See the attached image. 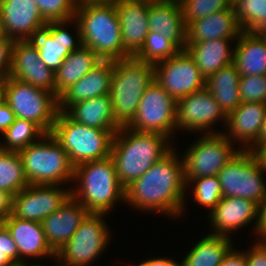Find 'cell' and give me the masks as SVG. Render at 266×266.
I'll use <instances>...</instances> for the list:
<instances>
[{"mask_svg": "<svg viewBox=\"0 0 266 266\" xmlns=\"http://www.w3.org/2000/svg\"><path fill=\"white\" fill-rule=\"evenodd\" d=\"M173 149L125 188V202L135 208L171 217L183 213L186 182L184 162Z\"/></svg>", "mask_w": 266, "mask_h": 266, "instance_id": "cell-1", "label": "cell"}, {"mask_svg": "<svg viewBox=\"0 0 266 266\" xmlns=\"http://www.w3.org/2000/svg\"><path fill=\"white\" fill-rule=\"evenodd\" d=\"M169 139L159 133L136 132L126 126L116 132L110 156L124 188L172 150Z\"/></svg>", "mask_w": 266, "mask_h": 266, "instance_id": "cell-2", "label": "cell"}, {"mask_svg": "<svg viewBox=\"0 0 266 266\" xmlns=\"http://www.w3.org/2000/svg\"><path fill=\"white\" fill-rule=\"evenodd\" d=\"M71 197L80 202L90 213H109L118 200L125 202V188L117 177L111 156L74 167ZM79 183V184H78Z\"/></svg>", "mask_w": 266, "mask_h": 266, "instance_id": "cell-3", "label": "cell"}, {"mask_svg": "<svg viewBox=\"0 0 266 266\" xmlns=\"http://www.w3.org/2000/svg\"><path fill=\"white\" fill-rule=\"evenodd\" d=\"M75 19L80 26L83 46L91 48L102 60L116 61L130 57L123 49L114 2L76 8Z\"/></svg>", "mask_w": 266, "mask_h": 266, "instance_id": "cell-4", "label": "cell"}, {"mask_svg": "<svg viewBox=\"0 0 266 266\" xmlns=\"http://www.w3.org/2000/svg\"><path fill=\"white\" fill-rule=\"evenodd\" d=\"M155 80V66L128 57L114 61L110 97L114 118L121 126H127L135 117L146 88Z\"/></svg>", "mask_w": 266, "mask_h": 266, "instance_id": "cell-5", "label": "cell"}, {"mask_svg": "<svg viewBox=\"0 0 266 266\" xmlns=\"http://www.w3.org/2000/svg\"><path fill=\"white\" fill-rule=\"evenodd\" d=\"M19 154L28 184L63 185L66 181L73 182L74 166L67 152L50 133L20 150Z\"/></svg>", "mask_w": 266, "mask_h": 266, "instance_id": "cell-6", "label": "cell"}, {"mask_svg": "<svg viewBox=\"0 0 266 266\" xmlns=\"http://www.w3.org/2000/svg\"><path fill=\"white\" fill-rule=\"evenodd\" d=\"M67 152L74 167L110 156L114 134L73 121L58 111L50 133Z\"/></svg>", "mask_w": 266, "mask_h": 266, "instance_id": "cell-7", "label": "cell"}, {"mask_svg": "<svg viewBox=\"0 0 266 266\" xmlns=\"http://www.w3.org/2000/svg\"><path fill=\"white\" fill-rule=\"evenodd\" d=\"M4 100L15 118L30 120L45 133H51L58 113V98L51 92L8 77Z\"/></svg>", "mask_w": 266, "mask_h": 266, "instance_id": "cell-8", "label": "cell"}, {"mask_svg": "<svg viewBox=\"0 0 266 266\" xmlns=\"http://www.w3.org/2000/svg\"><path fill=\"white\" fill-rule=\"evenodd\" d=\"M254 154L241 149L217 174L223 197L245 198L258 205L266 197V184Z\"/></svg>", "mask_w": 266, "mask_h": 266, "instance_id": "cell-9", "label": "cell"}, {"mask_svg": "<svg viewBox=\"0 0 266 266\" xmlns=\"http://www.w3.org/2000/svg\"><path fill=\"white\" fill-rule=\"evenodd\" d=\"M202 137L193 142L185 152L184 178H198L214 176L227 165L241 148L234 149V145L224 134L203 133Z\"/></svg>", "mask_w": 266, "mask_h": 266, "instance_id": "cell-10", "label": "cell"}, {"mask_svg": "<svg viewBox=\"0 0 266 266\" xmlns=\"http://www.w3.org/2000/svg\"><path fill=\"white\" fill-rule=\"evenodd\" d=\"M136 132L173 136L176 129V100L155 80L146 88L133 120L126 126Z\"/></svg>", "mask_w": 266, "mask_h": 266, "instance_id": "cell-11", "label": "cell"}, {"mask_svg": "<svg viewBox=\"0 0 266 266\" xmlns=\"http://www.w3.org/2000/svg\"><path fill=\"white\" fill-rule=\"evenodd\" d=\"M105 213H89L59 251L56 257L73 266H88L106 248L109 230L103 221Z\"/></svg>", "mask_w": 266, "mask_h": 266, "instance_id": "cell-12", "label": "cell"}, {"mask_svg": "<svg viewBox=\"0 0 266 266\" xmlns=\"http://www.w3.org/2000/svg\"><path fill=\"white\" fill-rule=\"evenodd\" d=\"M72 21H74V24L76 23L77 41L64 28L67 23L69 24L70 22L71 24ZM25 41L39 51L40 59L53 72L57 71L63 60L71 52L83 45L80 26L75 18L73 20L48 22L37 28Z\"/></svg>", "mask_w": 266, "mask_h": 266, "instance_id": "cell-13", "label": "cell"}, {"mask_svg": "<svg viewBox=\"0 0 266 266\" xmlns=\"http://www.w3.org/2000/svg\"><path fill=\"white\" fill-rule=\"evenodd\" d=\"M154 66L155 81L175 100L205 88V78L186 49Z\"/></svg>", "mask_w": 266, "mask_h": 266, "instance_id": "cell-14", "label": "cell"}, {"mask_svg": "<svg viewBox=\"0 0 266 266\" xmlns=\"http://www.w3.org/2000/svg\"><path fill=\"white\" fill-rule=\"evenodd\" d=\"M226 119L227 115L206 87L176 100V128L178 129L181 127L191 132L207 129L208 134H219V131L212 132L209 129H212L211 126L219 120H223L225 125Z\"/></svg>", "mask_w": 266, "mask_h": 266, "instance_id": "cell-15", "label": "cell"}, {"mask_svg": "<svg viewBox=\"0 0 266 266\" xmlns=\"http://www.w3.org/2000/svg\"><path fill=\"white\" fill-rule=\"evenodd\" d=\"M71 196L59 185L29 184L13 196L12 214L20 219L42 222Z\"/></svg>", "mask_w": 266, "mask_h": 266, "instance_id": "cell-16", "label": "cell"}, {"mask_svg": "<svg viewBox=\"0 0 266 266\" xmlns=\"http://www.w3.org/2000/svg\"><path fill=\"white\" fill-rule=\"evenodd\" d=\"M9 77L45 89L55 95V72L40 59L39 51L25 40L14 41Z\"/></svg>", "mask_w": 266, "mask_h": 266, "instance_id": "cell-17", "label": "cell"}, {"mask_svg": "<svg viewBox=\"0 0 266 266\" xmlns=\"http://www.w3.org/2000/svg\"><path fill=\"white\" fill-rule=\"evenodd\" d=\"M151 0H115L124 51L134 57L143 47L148 28Z\"/></svg>", "mask_w": 266, "mask_h": 266, "instance_id": "cell-18", "label": "cell"}, {"mask_svg": "<svg viewBox=\"0 0 266 266\" xmlns=\"http://www.w3.org/2000/svg\"><path fill=\"white\" fill-rule=\"evenodd\" d=\"M209 219L214 230L212 235L227 236L242 226L256 220L254 230L259 222V205L252 200L235 197H222L210 212Z\"/></svg>", "mask_w": 266, "mask_h": 266, "instance_id": "cell-19", "label": "cell"}, {"mask_svg": "<svg viewBox=\"0 0 266 266\" xmlns=\"http://www.w3.org/2000/svg\"><path fill=\"white\" fill-rule=\"evenodd\" d=\"M0 16L5 36L24 41L46 24L34 0H0Z\"/></svg>", "mask_w": 266, "mask_h": 266, "instance_id": "cell-20", "label": "cell"}, {"mask_svg": "<svg viewBox=\"0 0 266 266\" xmlns=\"http://www.w3.org/2000/svg\"><path fill=\"white\" fill-rule=\"evenodd\" d=\"M89 213L80 202L70 196L61 207L41 222L46 240L55 253L70 240Z\"/></svg>", "mask_w": 266, "mask_h": 266, "instance_id": "cell-21", "label": "cell"}, {"mask_svg": "<svg viewBox=\"0 0 266 266\" xmlns=\"http://www.w3.org/2000/svg\"><path fill=\"white\" fill-rule=\"evenodd\" d=\"M149 31L163 34L180 50L187 45V26L179 0H151L148 14Z\"/></svg>", "mask_w": 266, "mask_h": 266, "instance_id": "cell-22", "label": "cell"}, {"mask_svg": "<svg viewBox=\"0 0 266 266\" xmlns=\"http://www.w3.org/2000/svg\"><path fill=\"white\" fill-rule=\"evenodd\" d=\"M113 71L114 61L102 60L58 98V110L64 112L74 103L109 95Z\"/></svg>", "mask_w": 266, "mask_h": 266, "instance_id": "cell-23", "label": "cell"}, {"mask_svg": "<svg viewBox=\"0 0 266 266\" xmlns=\"http://www.w3.org/2000/svg\"><path fill=\"white\" fill-rule=\"evenodd\" d=\"M11 233L19 252V263L25 257H51L56 253L49 246L42 224L36 221L20 219L11 214L1 221Z\"/></svg>", "mask_w": 266, "mask_h": 266, "instance_id": "cell-24", "label": "cell"}, {"mask_svg": "<svg viewBox=\"0 0 266 266\" xmlns=\"http://www.w3.org/2000/svg\"><path fill=\"white\" fill-rule=\"evenodd\" d=\"M266 118V103L241 102L227 115L226 125L229 133H223L231 142L246 144L250 148L258 139L262 124ZM233 137V139H232ZM251 143V144H250Z\"/></svg>", "mask_w": 266, "mask_h": 266, "instance_id": "cell-25", "label": "cell"}, {"mask_svg": "<svg viewBox=\"0 0 266 266\" xmlns=\"http://www.w3.org/2000/svg\"><path fill=\"white\" fill-rule=\"evenodd\" d=\"M242 32L232 5L228 9L192 21L187 26V43L218 38L238 39Z\"/></svg>", "mask_w": 266, "mask_h": 266, "instance_id": "cell-26", "label": "cell"}, {"mask_svg": "<svg viewBox=\"0 0 266 266\" xmlns=\"http://www.w3.org/2000/svg\"><path fill=\"white\" fill-rule=\"evenodd\" d=\"M64 112L73 121L92 128L110 130L114 135L121 128L114 118L110 95L98 96L74 103Z\"/></svg>", "mask_w": 266, "mask_h": 266, "instance_id": "cell-27", "label": "cell"}, {"mask_svg": "<svg viewBox=\"0 0 266 266\" xmlns=\"http://www.w3.org/2000/svg\"><path fill=\"white\" fill-rule=\"evenodd\" d=\"M235 44L233 63L240 76L266 75V39L243 31Z\"/></svg>", "mask_w": 266, "mask_h": 266, "instance_id": "cell-28", "label": "cell"}, {"mask_svg": "<svg viewBox=\"0 0 266 266\" xmlns=\"http://www.w3.org/2000/svg\"><path fill=\"white\" fill-rule=\"evenodd\" d=\"M236 39L218 38L197 43H187L186 50L194 59L205 80L216 71L233 62L234 51L229 42Z\"/></svg>", "mask_w": 266, "mask_h": 266, "instance_id": "cell-29", "label": "cell"}, {"mask_svg": "<svg viewBox=\"0 0 266 266\" xmlns=\"http://www.w3.org/2000/svg\"><path fill=\"white\" fill-rule=\"evenodd\" d=\"M101 61L102 59L87 46L82 45L71 52L55 72V96L59 98Z\"/></svg>", "mask_w": 266, "mask_h": 266, "instance_id": "cell-30", "label": "cell"}, {"mask_svg": "<svg viewBox=\"0 0 266 266\" xmlns=\"http://www.w3.org/2000/svg\"><path fill=\"white\" fill-rule=\"evenodd\" d=\"M240 78L241 76L232 62L205 80V87L211 92L226 115L241 103L239 97Z\"/></svg>", "mask_w": 266, "mask_h": 266, "instance_id": "cell-31", "label": "cell"}, {"mask_svg": "<svg viewBox=\"0 0 266 266\" xmlns=\"http://www.w3.org/2000/svg\"><path fill=\"white\" fill-rule=\"evenodd\" d=\"M227 236L208 234L189 251L183 259L184 266H219L232 249Z\"/></svg>", "mask_w": 266, "mask_h": 266, "instance_id": "cell-32", "label": "cell"}, {"mask_svg": "<svg viewBox=\"0 0 266 266\" xmlns=\"http://www.w3.org/2000/svg\"><path fill=\"white\" fill-rule=\"evenodd\" d=\"M28 185L19 152L0 149V189L14 196Z\"/></svg>", "mask_w": 266, "mask_h": 266, "instance_id": "cell-33", "label": "cell"}, {"mask_svg": "<svg viewBox=\"0 0 266 266\" xmlns=\"http://www.w3.org/2000/svg\"><path fill=\"white\" fill-rule=\"evenodd\" d=\"M242 31L261 34L266 30V0H233Z\"/></svg>", "mask_w": 266, "mask_h": 266, "instance_id": "cell-34", "label": "cell"}, {"mask_svg": "<svg viewBox=\"0 0 266 266\" xmlns=\"http://www.w3.org/2000/svg\"><path fill=\"white\" fill-rule=\"evenodd\" d=\"M44 134L46 133L33 121L15 118L14 123L2 134L5 143L0 145V149L19 152L29 144L37 142L35 137L41 139Z\"/></svg>", "mask_w": 266, "mask_h": 266, "instance_id": "cell-35", "label": "cell"}, {"mask_svg": "<svg viewBox=\"0 0 266 266\" xmlns=\"http://www.w3.org/2000/svg\"><path fill=\"white\" fill-rule=\"evenodd\" d=\"M180 49L163 34L149 31L141 50L134 56L153 65L175 56Z\"/></svg>", "mask_w": 266, "mask_h": 266, "instance_id": "cell-36", "label": "cell"}, {"mask_svg": "<svg viewBox=\"0 0 266 266\" xmlns=\"http://www.w3.org/2000/svg\"><path fill=\"white\" fill-rule=\"evenodd\" d=\"M186 185L189 183L196 184L193 188L194 202L199 203L209 209V213L220 202L222 196V188L217 175L185 178Z\"/></svg>", "mask_w": 266, "mask_h": 266, "instance_id": "cell-37", "label": "cell"}, {"mask_svg": "<svg viewBox=\"0 0 266 266\" xmlns=\"http://www.w3.org/2000/svg\"><path fill=\"white\" fill-rule=\"evenodd\" d=\"M186 26L192 21L228 9L233 0H179Z\"/></svg>", "mask_w": 266, "mask_h": 266, "instance_id": "cell-38", "label": "cell"}, {"mask_svg": "<svg viewBox=\"0 0 266 266\" xmlns=\"http://www.w3.org/2000/svg\"><path fill=\"white\" fill-rule=\"evenodd\" d=\"M46 23L73 20L76 7L73 0H34Z\"/></svg>", "mask_w": 266, "mask_h": 266, "instance_id": "cell-39", "label": "cell"}, {"mask_svg": "<svg viewBox=\"0 0 266 266\" xmlns=\"http://www.w3.org/2000/svg\"><path fill=\"white\" fill-rule=\"evenodd\" d=\"M239 97L241 102L266 103V75H246L240 78Z\"/></svg>", "mask_w": 266, "mask_h": 266, "instance_id": "cell-40", "label": "cell"}, {"mask_svg": "<svg viewBox=\"0 0 266 266\" xmlns=\"http://www.w3.org/2000/svg\"><path fill=\"white\" fill-rule=\"evenodd\" d=\"M19 263V252L11 233L0 222V266H12Z\"/></svg>", "mask_w": 266, "mask_h": 266, "instance_id": "cell-41", "label": "cell"}, {"mask_svg": "<svg viewBox=\"0 0 266 266\" xmlns=\"http://www.w3.org/2000/svg\"><path fill=\"white\" fill-rule=\"evenodd\" d=\"M14 41L7 36L0 38V75L9 76Z\"/></svg>", "mask_w": 266, "mask_h": 266, "instance_id": "cell-42", "label": "cell"}, {"mask_svg": "<svg viewBox=\"0 0 266 266\" xmlns=\"http://www.w3.org/2000/svg\"><path fill=\"white\" fill-rule=\"evenodd\" d=\"M247 266H266V240L257 243L246 252Z\"/></svg>", "mask_w": 266, "mask_h": 266, "instance_id": "cell-43", "label": "cell"}, {"mask_svg": "<svg viewBox=\"0 0 266 266\" xmlns=\"http://www.w3.org/2000/svg\"><path fill=\"white\" fill-rule=\"evenodd\" d=\"M15 115L5 100L0 102V133L1 135L14 123Z\"/></svg>", "mask_w": 266, "mask_h": 266, "instance_id": "cell-44", "label": "cell"}, {"mask_svg": "<svg viewBox=\"0 0 266 266\" xmlns=\"http://www.w3.org/2000/svg\"><path fill=\"white\" fill-rule=\"evenodd\" d=\"M219 266H247L246 252L235 250L234 247L225 256L223 262Z\"/></svg>", "mask_w": 266, "mask_h": 266, "instance_id": "cell-45", "label": "cell"}, {"mask_svg": "<svg viewBox=\"0 0 266 266\" xmlns=\"http://www.w3.org/2000/svg\"><path fill=\"white\" fill-rule=\"evenodd\" d=\"M13 196L0 189V222L12 214Z\"/></svg>", "mask_w": 266, "mask_h": 266, "instance_id": "cell-46", "label": "cell"}, {"mask_svg": "<svg viewBox=\"0 0 266 266\" xmlns=\"http://www.w3.org/2000/svg\"><path fill=\"white\" fill-rule=\"evenodd\" d=\"M255 234L261 240H266V197L259 205V222Z\"/></svg>", "mask_w": 266, "mask_h": 266, "instance_id": "cell-47", "label": "cell"}, {"mask_svg": "<svg viewBox=\"0 0 266 266\" xmlns=\"http://www.w3.org/2000/svg\"><path fill=\"white\" fill-rule=\"evenodd\" d=\"M137 266H184L183 262L176 263L173 260L167 258H153L149 259L143 263H140Z\"/></svg>", "mask_w": 266, "mask_h": 266, "instance_id": "cell-48", "label": "cell"}, {"mask_svg": "<svg viewBox=\"0 0 266 266\" xmlns=\"http://www.w3.org/2000/svg\"><path fill=\"white\" fill-rule=\"evenodd\" d=\"M252 152L258 160L262 171L266 172V146L264 147H250L247 149Z\"/></svg>", "mask_w": 266, "mask_h": 266, "instance_id": "cell-49", "label": "cell"}, {"mask_svg": "<svg viewBox=\"0 0 266 266\" xmlns=\"http://www.w3.org/2000/svg\"><path fill=\"white\" fill-rule=\"evenodd\" d=\"M264 146H266V118L262 124V128L257 141L250 147H264Z\"/></svg>", "mask_w": 266, "mask_h": 266, "instance_id": "cell-50", "label": "cell"}, {"mask_svg": "<svg viewBox=\"0 0 266 266\" xmlns=\"http://www.w3.org/2000/svg\"><path fill=\"white\" fill-rule=\"evenodd\" d=\"M76 8L91 5V4H106L114 2L115 0H73Z\"/></svg>", "mask_w": 266, "mask_h": 266, "instance_id": "cell-51", "label": "cell"}, {"mask_svg": "<svg viewBox=\"0 0 266 266\" xmlns=\"http://www.w3.org/2000/svg\"><path fill=\"white\" fill-rule=\"evenodd\" d=\"M9 76L0 75V102L4 100L5 85Z\"/></svg>", "mask_w": 266, "mask_h": 266, "instance_id": "cell-52", "label": "cell"}, {"mask_svg": "<svg viewBox=\"0 0 266 266\" xmlns=\"http://www.w3.org/2000/svg\"><path fill=\"white\" fill-rule=\"evenodd\" d=\"M56 260H57V262L60 264H58V265H55V266H73V265H69V264H67V263H64V262H61V260H59L56 256L54 257ZM62 263V264H61Z\"/></svg>", "mask_w": 266, "mask_h": 266, "instance_id": "cell-53", "label": "cell"}, {"mask_svg": "<svg viewBox=\"0 0 266 266\" xmlns=\"http://www.w3.org/2000/svg\"><path fill=\"white\" fill-rule=\"evenodd\" d=\"M18 266H42V265H35V264H33V265H27V262H26V260L25 261H22V262H20V263H18Z\"/></svg>", "mask_w": 266, "mask_h": 266, "instance_id": "cell-54", "label": "cell"}, {"mask_svg": "<svg viewBox=\"0 0 266 266\" xmlns=\"http://www.w3.org/2000/svg\"><path fill=\"white\" fill-rule=\"evenodd\" d=\"M5 34L3 32L2 22H1V16H0V38L4 37Z\"/></svg>", "mask_w": 266, "mask_h": 266, "instance_id": "cell-55", "label": "cell"}, {"mask_svg": "<svg viewBox=\"0 0 266 266\" xmlns=\"http://www.w3.org/2000/svg\"><path fill=\"white\" fill-rule=\"evenodd\" d=\"M261 35L266 39V30H264Z\"/></svg>", "mask_w": 266, "mask_h": 266, "instance_id": "cell-56", "label": "cell"}]
</instances>
